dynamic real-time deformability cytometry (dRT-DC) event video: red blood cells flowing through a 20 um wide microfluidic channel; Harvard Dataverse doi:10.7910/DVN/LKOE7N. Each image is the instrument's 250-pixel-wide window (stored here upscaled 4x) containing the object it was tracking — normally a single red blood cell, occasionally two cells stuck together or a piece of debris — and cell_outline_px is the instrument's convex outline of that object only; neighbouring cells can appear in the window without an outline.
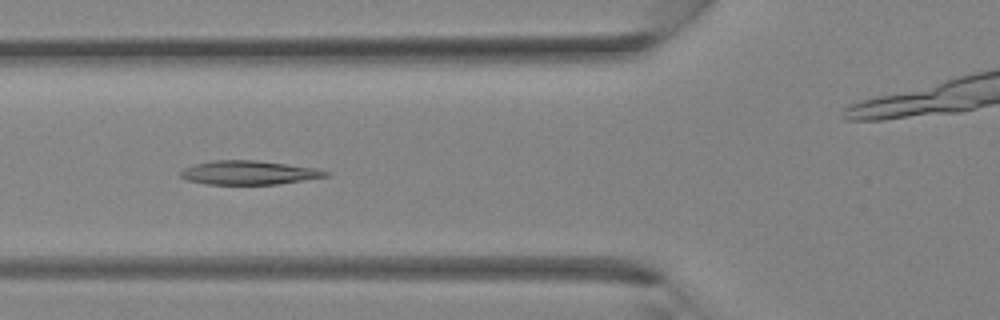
{"species": "Egyptian fruit bat (a non-hibernating species)", "species_latin": "Rousettus aegyptiacus", "temperature_condition": "room temperature", "stored_images_in_passage": 36, "camera_frame_rate_fps": 3000, "um_per_image_px": 0.085, "animal": {"sex": "female"}, "frame": {"image": 1, "passage_image": 13, "time_ms": 4.0, "image_size_px": [1000, 320], "cell_outline_px": [[332, 176], [280, 184], [208, 184], [188, 180], [180, 176], [180, 172], [184, 168], [192, 164], [212, 160], [256, 160], [288, 164], [316, 168], [332, 172]], "centroid_in_image_um": [21.22, 14.67], "position_along_channel_um": 104.6, "area_um2": 20.46}}
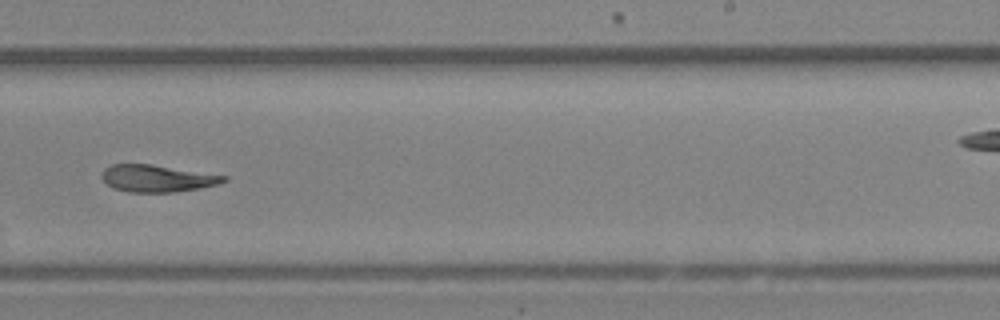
{"frame": {"image": 2, "passage_image": 22, "time_ms": 7.0, "image_size_px": [1000, 320], "cell_outline_px": [[228, 180], [220, 184], [200, 188], [172, 192], [128, 192], [112, 188], [100, 176], [104, 168], [112, 164], [152, 164], [228, 176]], "centroid_in_image_um": [13.36, 15.16], "position_along_channel_um": 275.6, "area_um2": 19.31}}
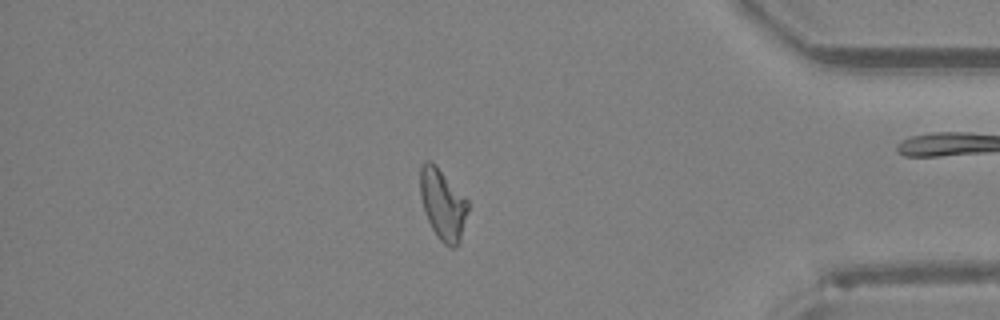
{"frame": {"image": 3, "passage_image": 30, "time_ms": 9.667, "image_size_px": [1000, 320], "cell_outline_px": [[468, 208], [460, 240], [456, 248], [448, 248], [436, 236], [424, 212], [420, 196], [420, 164], [424, 160], [432, 160], [436, 164], [468, 200]], "centroid_in_image_um": [37.61, 17.34], "position_along_channel_um": 397.6, "area_um2": 19.94}}